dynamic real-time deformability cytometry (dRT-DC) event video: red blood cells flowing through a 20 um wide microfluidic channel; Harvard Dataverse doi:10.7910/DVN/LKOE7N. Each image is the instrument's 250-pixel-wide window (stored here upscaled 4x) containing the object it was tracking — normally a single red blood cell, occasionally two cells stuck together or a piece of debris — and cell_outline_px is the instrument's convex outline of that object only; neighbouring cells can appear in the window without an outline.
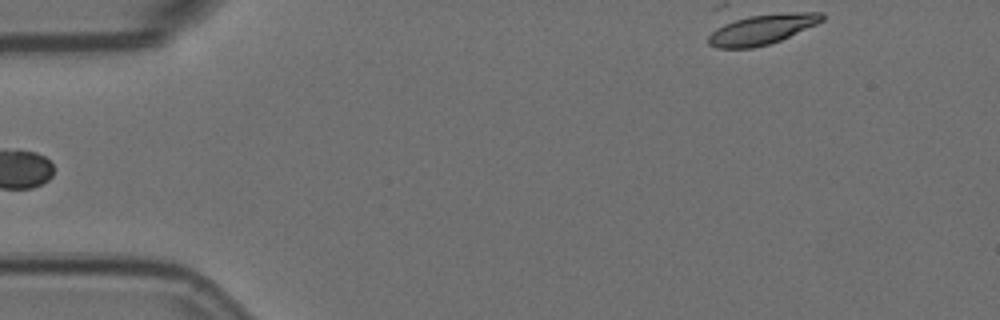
{"species": "Egyptian fruit bat (a non-hibernating species)", "species_latin": "Rousettus aegyptiacus", "temperature_condition": "room temperature", "stored_images_in_passage": 1, "camera_frame_rate_fps": 3000, "um_per_image_px": 0.085, "animal": {"sex": "female"}, "frame": {"image": 1, "passage_image": 1, "time_ms": 0.0, "image_size_px": [1000, 320], "cell_outline_px": [[824, 20], [816, 24], [780, 40], [768, 44], [752, 48], [716, 48], [708, 44], [708, 36], [716, 28], [724, 24], [748, 16], [780, 12], [824, 12]], "centroid_in_image_um": [64.78, 2.48], "position_along_channel_um": 20.2, "area_um2": 19.83}}